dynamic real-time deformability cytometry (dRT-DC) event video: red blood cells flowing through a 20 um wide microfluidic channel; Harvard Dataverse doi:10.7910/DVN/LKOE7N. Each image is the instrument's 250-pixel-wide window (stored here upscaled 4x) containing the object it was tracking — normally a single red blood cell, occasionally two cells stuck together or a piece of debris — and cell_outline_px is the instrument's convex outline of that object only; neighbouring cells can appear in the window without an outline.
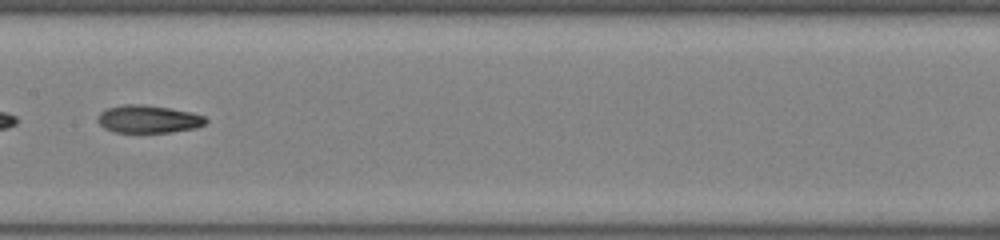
{"species": "common noctule bat (a hibernating species)", "species_latin": "Nyctalus noctula", "temperature_condition": "room temperature", "stored_images_in_passage": 39, "segment_of_instrument_passage": [2, 2], "camera_frame_rate_fps": 3000, "um_per_image_px": 0.085, "animal": {"sex": "female", "body_mass_g": 22.0, "forearm_length_mm": 56.7}, "frame": {"image": 1, "passage_image": 16, "time_ms": 5.0, "image_size_px": [1000, 240], "cell_outline_px": [[208, 120], [204, 124], [196, 128], [172, 132], [112, 132], [104, 128], [96, 120], [100, 112], [108, 108], [124, 104], [140, 104], [168, 108], [188, 112], [204, 116]], "centroid_in_image_um": [12.58, 10.13], "position_along_channel_um": 194.8, "area_um2": 17.34}}
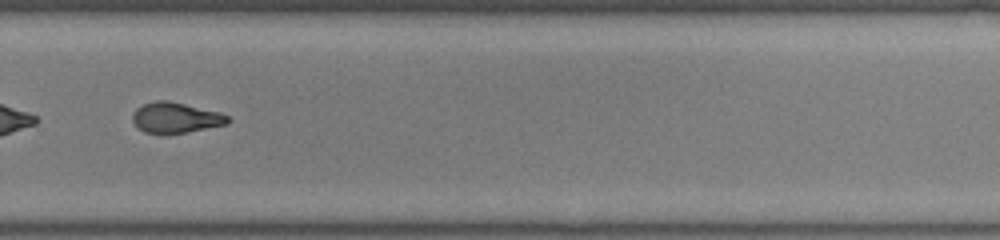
{"frame": {"image": 2, "passage_image": 25, "time_ms": 8.0, "image_size_px": [1000, 240], "cell_outline_px": [[228, 124], [188, 132], [164, 136], [160, 136], [144, 132], [132, 120], [132, 112], [136, 108], [144, 104], [156, 100], [168, 100], [220, 112], [228, 116]], "centroid_in_image_um": [14.9, 10.03], "position_along_channel_um": 314.9, "area_um2": 17.34}}
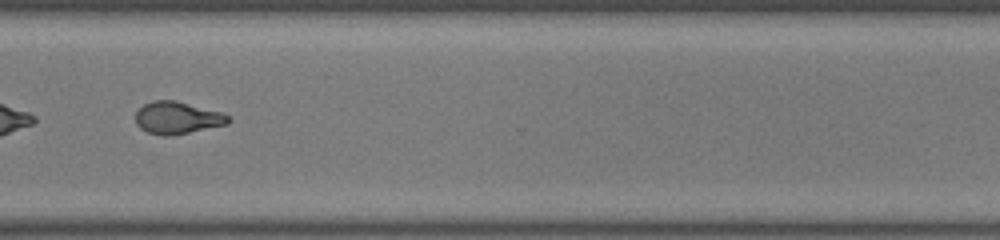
{"frame": {"image": 3, "passage_image": 28, "time_ms": 9.0, "image_size_px": [1000, 240], "cell_outline_px": [[232, 120], [228, 124], [172, 136], [164, 136], [148, 132], [140, 128], [136, 124], [136, 112], [144, 104], [152, 100], [176, 100], [224, 112]], "centroid_in_image_um": [15.1, 10.01], "position_along_channel_um": 355.5, "area_um2": 17.69}}